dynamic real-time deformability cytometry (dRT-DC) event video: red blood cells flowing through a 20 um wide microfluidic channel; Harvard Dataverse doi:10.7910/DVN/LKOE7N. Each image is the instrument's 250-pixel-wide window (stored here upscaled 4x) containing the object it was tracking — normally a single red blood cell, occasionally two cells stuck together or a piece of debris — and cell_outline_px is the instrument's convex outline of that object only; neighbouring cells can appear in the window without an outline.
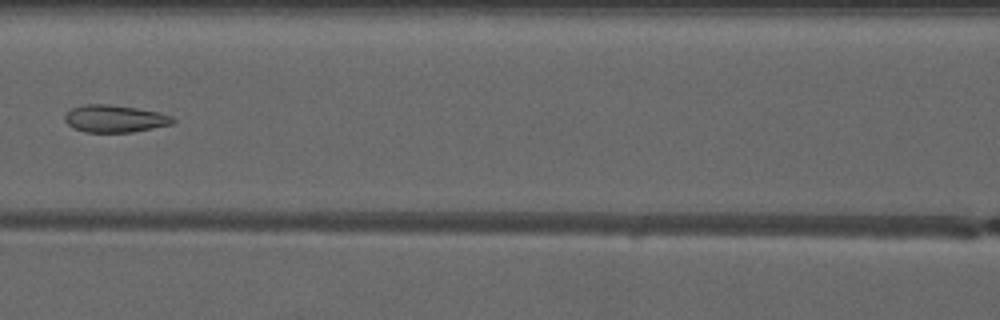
{"species": "common noctule bat (a hibernating species)", "species_latin": "Nyctalus noctula", "temperature_condition": "warm", "stored_images_in_passage": 6, "camera_frame_rate_fps": 3000, "um_per_image_px": 0.085, "animal": {"sex": "male", "forearm_length_mm": 52.5}, "frame": {"image": 1, "passage_image": 6, "time_ms": 7.333, "image_size_px": [1000, 320], "cell_outline_px": [[176, 120], [172, 124], [132, 132], [84, 132], [72, 128], [64, 120], [64, 116], [72, 108], [84, 104], [108, 104], [136, 108], [160, 112], [172, 116]], "centroid_in_image_um": [9.75, 10.09], "position_along_channel_um": 156.9, "area_um2": 17.22}}